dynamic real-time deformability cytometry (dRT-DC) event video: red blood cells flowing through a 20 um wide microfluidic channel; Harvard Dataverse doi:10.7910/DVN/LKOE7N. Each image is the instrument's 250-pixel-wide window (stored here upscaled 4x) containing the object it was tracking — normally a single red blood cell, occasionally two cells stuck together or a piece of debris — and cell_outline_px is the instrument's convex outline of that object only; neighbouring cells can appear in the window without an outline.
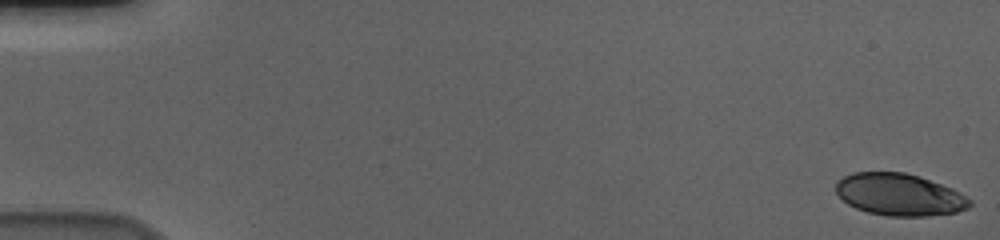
{"species": "human", "species_latin": "Homo sapiens", "temperature_condition": "cold", "stored_images_in_passage": 57, "camera_frame_rate_fps": 3000, "um_per_image_px": 0.085, "donor": {"sex": "male"}, "frame": {"image": 1, "passage_image": 1, "time_ms": 0.0, "image_size_px": [1000, 240], "cell_outline_px": [[972, 204], [968, 208], [956, 212], [928, 216], [888, 216], [868, 212], [856, 208], [848, 204], [836, 192], [836, 180], [852, 172], [904, 172], [920, 176], [952, 188], [972, 200]], "centroid_in_image_um": [76.45, 16.53], "position_along_channel_um": 8.5, "area_um2": 32.89}}
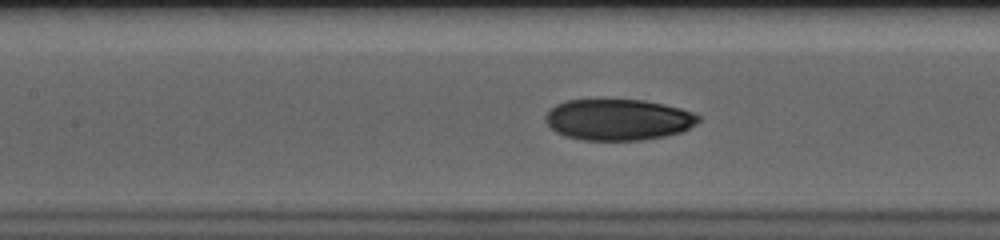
{"frame": {"image": 2, "passage_image": 27, "time_ms": 8.667, "image_size_px": [1000, 240], "cell_outline_px": [[700, 120], [696, 124], [680, 132], [664, 136], [640, 140], [584, 140], [564, 136], [556, 132], [544, 120], [544, 116], [556, 104], [568, 100], [644, 100], [664, 104], [680, 108], [692, 112], [700, 116]], "centroid_in_image_um": [52.54, 10.17], "position_along_channel_um": 154.9, "area_um2": 36.59}}
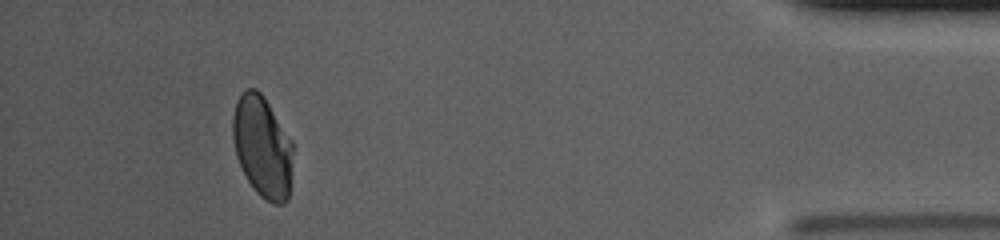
{"frame": {"image": 3, "passage_image": 53, "time_ms": 17.333, "image_size_px": [1000, 240], "cell_outline_px": [[292, 152], [288, 200], [284, 204], [272, 204], [260, 196], [256, 192], [248, 180], [236, 156], [232, 140], [232, 116], [236, 100], [248, 88], [256, 88], [264, 96], [292, 140]], "centroid_in_image_um": [22.29, 12.46], "position_along_channel_um": 412.9, "area_um2": 35.6}, "authors_computed_cell_mechanics": {"area_um2": 36.5874, "velocity_mm_per_s": 3.6283, "shape_relaxation_time_tau1_ms": 6.3756, "shape_relaxation_time_tau2_ms": 1.5282, "deformation_change_tau1": 0.1702, "deformation_change_tau2": 0.0503}}